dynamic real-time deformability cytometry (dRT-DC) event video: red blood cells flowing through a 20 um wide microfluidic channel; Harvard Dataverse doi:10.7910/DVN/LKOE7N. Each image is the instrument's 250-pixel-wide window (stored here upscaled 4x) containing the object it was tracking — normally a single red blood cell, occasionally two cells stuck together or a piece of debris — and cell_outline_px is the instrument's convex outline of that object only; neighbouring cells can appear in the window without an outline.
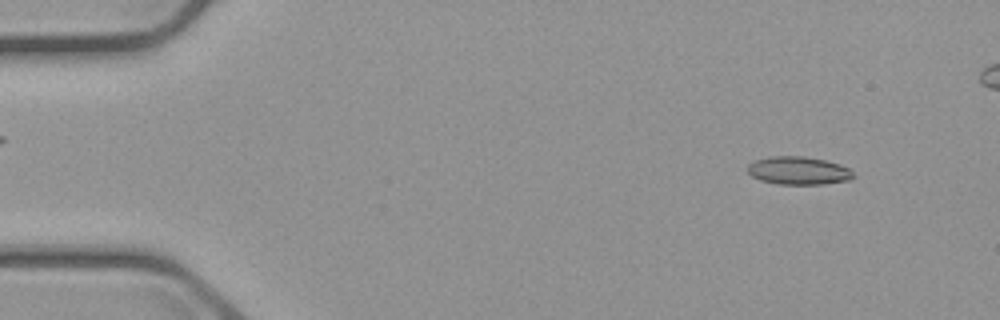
{"species": "common noctule bat (a hibernating species)", "species_latin": "Nyctalus noctula", "temperature_condition": "cold", "stored_images_in_passage": 3, "camera_frame_rate_fps": 3000, "um_per_image_px": 0.085, "animal": {"sex": "male", "body_mass_g": 23.1, "forearm_length_mm": 52.7}, "frame": {"image": 1, "passage_image": 1, "time_ms": 0.0, "image_size_px": [1000, 320], "cell_outline_px": [[856, 176], [848, 180], [820, 184], [776, 184], [760, 180], [752, 176], [748, 172], [748, 164], [756, 160], [772, 156], [804, 156], [824, 160], [840, 164], [848, 168]], "centroid_in_image_um": [67.86, 14.5], "position_along_channel_um": 17.1, "area_um2": 17.17}}